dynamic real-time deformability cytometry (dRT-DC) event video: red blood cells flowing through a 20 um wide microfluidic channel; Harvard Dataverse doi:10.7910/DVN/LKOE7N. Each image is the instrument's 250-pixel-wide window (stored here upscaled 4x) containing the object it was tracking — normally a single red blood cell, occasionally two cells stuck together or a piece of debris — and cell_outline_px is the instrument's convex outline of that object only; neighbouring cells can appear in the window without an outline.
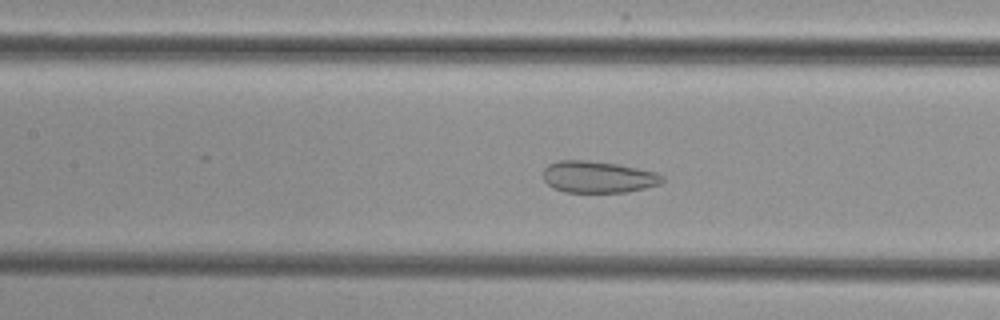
{"species": "common noctule bat (a hibernating species)", "species_latin": "Nyctalus noctula", "temperature_condition": "cold", "stored_images_in_passage": 50, "camera_frame_rate_fps": 3000, "um_per_image_px": 0.085, "animal": {"sex": "female", "body_mass_g": 29.2, "forearm_length_mm": 56.3}, "frame": {"image": 1, "passage_image": 21, "time_ms": 6.667, "image_size_px": [1000, 320], "cell_outline_px": [[664, 180], [660, 184], [628, 192], [564, 192], [552, 188], [544, 180], [544, 168], [548, 164], [560, 160], [588, 160], [616, 164], [656, 172], [664, 176]], "centroid_in_image_um": [50.83, 15.04], "position_along_channel_um": 156.6, "area_um2": 22.02}}
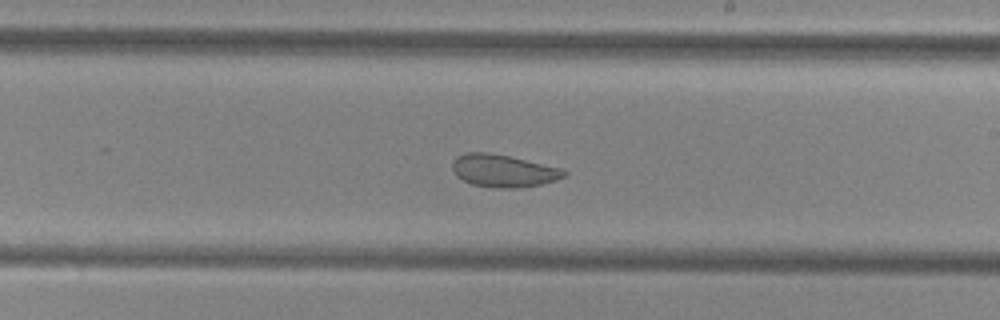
{"frame": {"image": 2, "passage_image": 28, "time_ms": 9.0, "image_size_px": [1000, 320], "cell_outline_px": [[568, 176], [556, 180], [540, 184], [520, 188], [496, 188], [472, 184], [456, 176], [452, 168], [452, 160], [456, 156], [468, 152], [488, 152], [508, 156], [560, 168], [568, 172]], "centroid_in_image_um": [42.77, 14.52], "position_along_channel_um": 246.2, "area_um2": 21.15}}
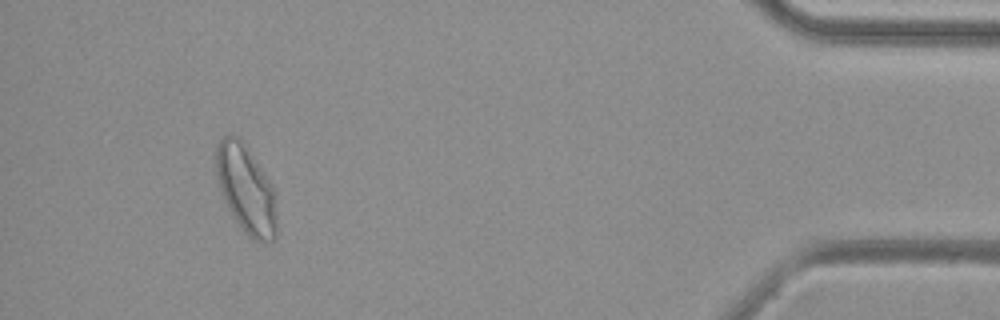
{"frame": {"image": 3, "passage_image": 46, "time_ms": 15.0, "image_size_px": [1000, 320], "cell_outline_px": [[276, 236], [272, 240], [252, 240], [244, 232], [228, 208], [220, 192], [216, 176], [216, 148], [220, 140], [224, 136], [236, 136], [240, 140], [276, 188]], "centroid_in_image_um": [20.93, 16.11], "position_along_channel_um": 414.3, "area_um2": 30.92}}